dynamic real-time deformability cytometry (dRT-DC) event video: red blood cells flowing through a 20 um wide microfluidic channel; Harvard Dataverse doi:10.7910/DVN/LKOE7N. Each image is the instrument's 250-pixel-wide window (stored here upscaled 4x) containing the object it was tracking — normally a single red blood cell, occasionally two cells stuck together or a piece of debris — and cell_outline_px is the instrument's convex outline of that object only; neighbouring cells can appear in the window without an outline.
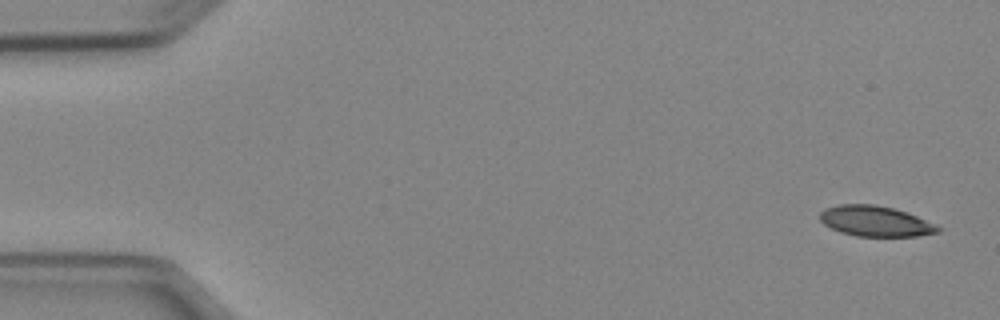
{"species": "Egyptian fruit bat (a non-hibernating species)", "species_latin": "Rousettus aegyptiacus", "temperature_condition": "cold", "stored_images_in_passage": 8, "camera_frame_rate_fps": 3000, "um_per_image_px": 0.085, "animal": {"sex": "female"}, "frame": {"image": 1, "passage_image": 1, "time_ms": 0.0, "image_size_px": [1000, 320], "cell_outline_px": [[944, 228], [940, 232], [916, 236], [856, 236], [840, 232], [824, 224], [820, 220], [820, 212], [824, 208], [840, 204], [876, 204], [908, 212], [936, 224]], "centroid_in_image_um": [74.44, 18.79], "position_along_channel_um": 10.6, "area_um2": 21.15}}
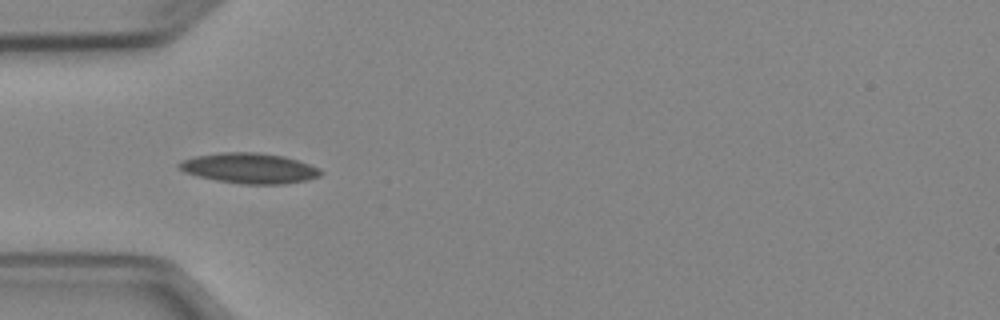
{"frame": {"image": 2, "passage_image": 5, "time_ms": 4.667, "image_size_px": [1000, 320], "cell_outline_px": [[324, 172], [320, 176], [308, 180], [284, 184], [240, 184], [216, 180], [184, 172], [176, 168], [176, 164], [184, 160], [196, 156], [220, 152], [256, 152], [284, 156], [320, 168]], "centroid_in_image_um": [21.21, 14.3], "position_along_channel_um": 63.8, "area_um2": 25.09}}
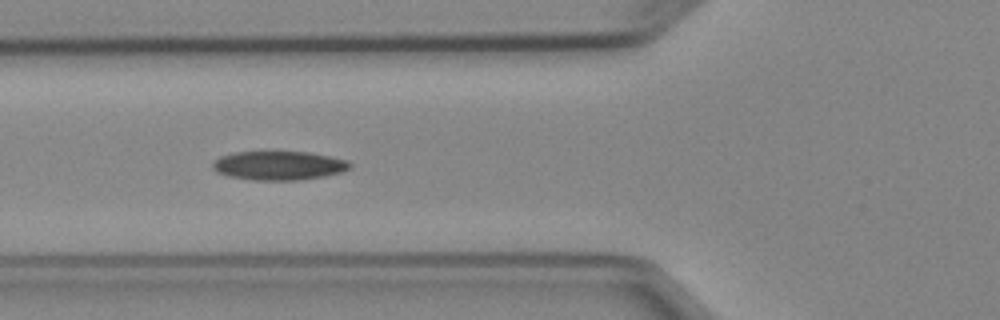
{"frame": {"image": 3, "passage_image": 6, "time_ms": 5.667, "image_size_px": [1000, 320], "cell_outline_px": [[352, 168], [340, 172], [324, 176], [296, 180], [252, 180], [228, 176], [216, 172], [212, 168], [212, 160], [220, 156], [236, 152], [308, 152], [348, 160], [352, 164]], "centroid_in_image_um": [23.67, 14.07], "position_along_channel_um": 102.1, "area_um2": 23.18}}